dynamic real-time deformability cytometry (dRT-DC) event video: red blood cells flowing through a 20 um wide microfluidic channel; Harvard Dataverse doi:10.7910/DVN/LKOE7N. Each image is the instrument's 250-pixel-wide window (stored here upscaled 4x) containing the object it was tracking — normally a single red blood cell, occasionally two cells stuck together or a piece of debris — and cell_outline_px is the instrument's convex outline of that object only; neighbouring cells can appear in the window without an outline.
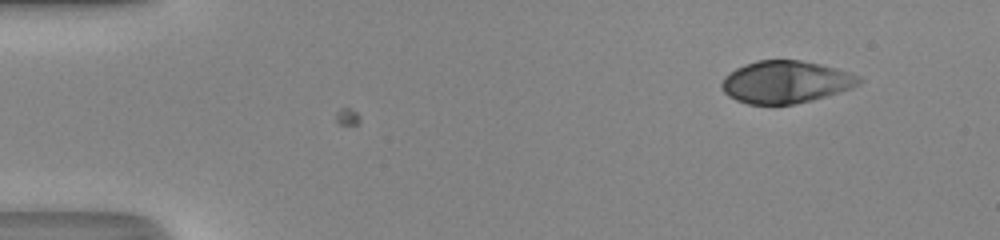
{"species": "human", "species_latin": "Homo sapiens", "temperature_condition": "room temperature", "stored_images_in_passage": 2, "camera_frame_rate_fps": 3000, "um_per_image_px": 0.085, "donor": {"sex": "male"}, "frame": {"image": 1, "passage_image": 1, "time_ms": 0.0, "image_size_px": [1000, 240], "cell_outline_px": [[864, 80], [860, 84], [852, 88], [812, 100], [796, 104], [748, 104], [736, 100], [728, 96], [720, 88], [720, 84], [724, 76], [736, 68], [744, 64], [756, 60], [800, 60], [820, 64], [836, 68], [860, 76]], "centroid_in_image_um": [66.77, 6.97], "position_along_channel_um": 18.2, "area_um2": 34.04}}